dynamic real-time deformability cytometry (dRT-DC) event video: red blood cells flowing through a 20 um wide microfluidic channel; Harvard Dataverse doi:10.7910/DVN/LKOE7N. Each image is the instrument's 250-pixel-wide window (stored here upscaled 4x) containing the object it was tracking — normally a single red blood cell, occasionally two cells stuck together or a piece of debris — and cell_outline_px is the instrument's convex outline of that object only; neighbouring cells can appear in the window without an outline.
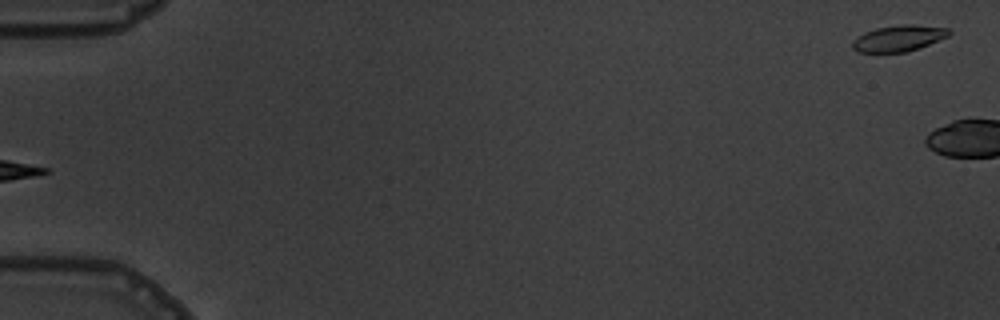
{"species": "common noctule bat (a hibernating species)", "species_latin": "Nyctalus noctula", "temperature_condition": "warm", "stored_images_in_passage": 5, "camera_frame_rate_fps": 3000, "um_per_image_px": 0.085, "animal": {"sex": "male", "body_mass_g": 19.5, "forearm_length_mm": 54.6}, "frame": {"image": 1, "passage_image": 5, "time_ms": 4.667, "image_size_px": [1000, 320], "cell_outline_px": [[952, 32], [948, 36], [928, 44], [904, 52], [856, 52], [852, 48], [852, 40], [864, 32], [876, 28], [904, 24], [912, 24], [948, 28]], "centroid_in_image_um": [76.35, 3.25], "position_along_channel_um": 8.7, "area_um2": 14.57}}